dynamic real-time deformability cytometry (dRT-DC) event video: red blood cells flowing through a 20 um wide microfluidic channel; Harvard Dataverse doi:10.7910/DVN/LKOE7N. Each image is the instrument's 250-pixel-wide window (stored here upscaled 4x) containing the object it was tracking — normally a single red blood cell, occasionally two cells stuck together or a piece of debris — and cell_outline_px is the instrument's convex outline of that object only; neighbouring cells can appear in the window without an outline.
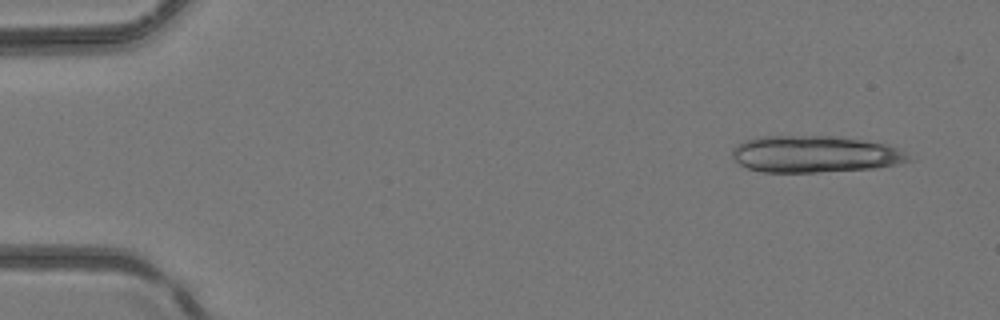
{"species": "common noctule bat (a hibernating species)", "species_latin": "Nyctalus noctula", "temperature_condition": "room temperature", "stored_images_in_passage": 3, "camera_frame_rate_fps": 3000, "um_per_image_px": 0.085, "animal": {"sex": "female", "body_mass_g": 24.6, "forearm_length_mm": 56.2}, "frame": {"image": 1, "passage_image": 1, "time_ms": 0.0, "image_size_px": [1000, 320], "cell_outline_px": [[912, 160], [896, 164], [876, 168], [816, 172], [764, 172], [748, 168], [740, 164], [732, 156], [732, 148], [736, 144], [744, 140], [760, 136], [840, 136], [888, 144], [904, 152]], "centroid_in_image_um": [69.24, 13.09], "position_along_channel_um": 15.8, "area_um2": 37.86}}